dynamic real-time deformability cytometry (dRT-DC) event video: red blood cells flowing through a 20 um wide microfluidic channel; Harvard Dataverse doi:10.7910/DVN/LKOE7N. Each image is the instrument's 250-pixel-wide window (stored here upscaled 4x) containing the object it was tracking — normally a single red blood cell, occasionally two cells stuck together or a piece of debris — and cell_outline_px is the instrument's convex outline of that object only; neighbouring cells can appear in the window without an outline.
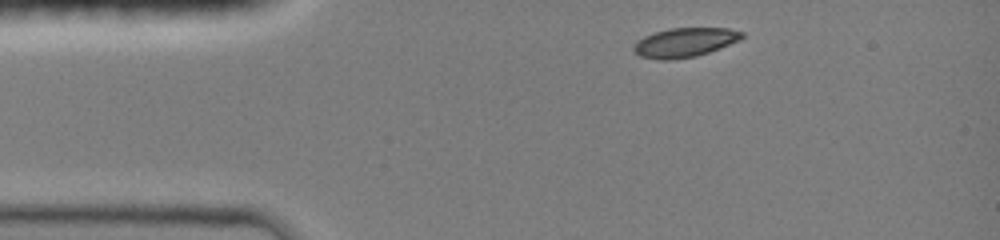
{"species": "common noctule bat (a hibernating species)", "species_latin": "Nyctalus noctula", "temperature_condition": "room temperature", "stored_images_in_passage": 4, "camera_frame_rate_fps": 3000, "um_per_image_px": 0.085, "animal": {"sex": "female", "body_mass_g": 19.0, "forearm_length_mm": 51.5}, "frame": {"image": 1, "passage_image": 1, "time_ms": 0.0, "image_size_px": [1000, 240], "cell_outline_px": [[744, 36], [740, 40], [720, 48], [696, 56], [672, 60], [660, 60], [640, 56], [632, 48], [644, 36], [668, 28], [728, 28], [744, 32]], "centroid_in_image_um": [58.24, 3.6], "position_along_channel_um": 26.8, "area_um2": 18.32}}
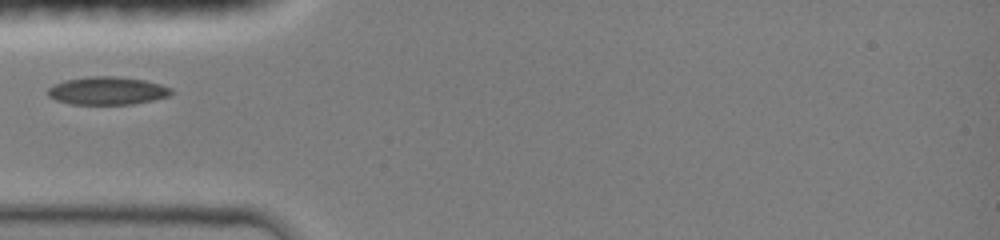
{"frame": {"image": 2, "passage_image": 3, "time_ms": 2.333, "image_size_px": [1000, 240], "cell_outline_px": [[172, 92], [168, 96], [152, 100], [132, 104], [72, 104], [56, 100], [48, 96], [48, 88], [52, 84], [64, 80], [88, 76], [116, 76], [144, 80], [160, 84], [172, 88]], "centroid_in_image_um": [9.09, 7.7], "position_along_channel_um": 75.9, "area_um2": 20.11}}
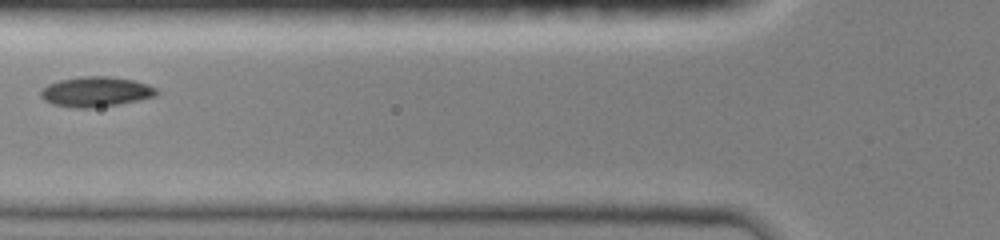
{"frame": {"image": 3, "passage_image": 4, "time_ms": 3.333, "image_size_px": [1000, 240], "cell_outline_px": [[160, 92], [156, 96], [140, 100], [92, 108], [76, 108], [52, 104], [44, 100], [40, 96], [40, 88], [48, 84], [60, 80], [80, 76], [108, 76], [132, 80], [148, 84], [156, 88]], "centroid_in_image_um": [8.13, 7.79], "position_along_channel_um": 117.7, "area_um2": 20.4}}